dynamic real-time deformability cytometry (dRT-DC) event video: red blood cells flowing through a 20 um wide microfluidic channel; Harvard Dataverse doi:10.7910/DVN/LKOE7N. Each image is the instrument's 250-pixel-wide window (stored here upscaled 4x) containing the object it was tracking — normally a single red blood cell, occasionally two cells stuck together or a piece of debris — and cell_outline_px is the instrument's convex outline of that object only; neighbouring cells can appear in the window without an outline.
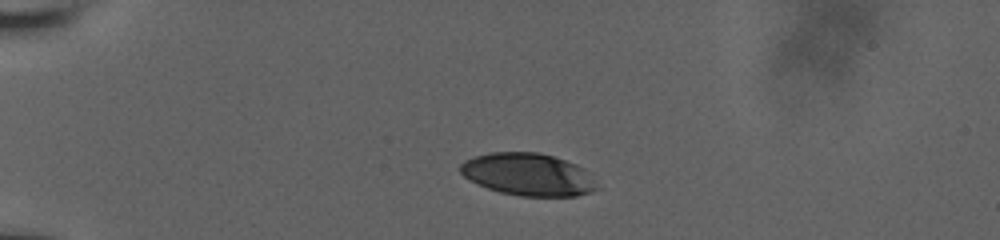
{"species": "human", "species_latin": "Homo sapiens", "temperature_condition": "room temperature", "stored_images_in_passage": 39, "camera_frame_rate_fps": 3000, "um_per_image_px": 0.085, "donor": {"sex": "male"}, "frame": {"image": 1, "passage_image": 1, "time_ms": 0.0, "image_size_px": [1000, 240], "cell_outline_px": [[600, 188], [592, 192], [576, 196], [520, 196], [500, 192], [488, 188], [468, 180], [460, 172], [460, 164], [464, 160], [476, 156], [492, 152], [540, 152], [576, 164], [584, 168]], "centroid_in_image_um": [44.89, 14.83], "position_along_channel_um": 40.1, "area_um2": 33.81}}
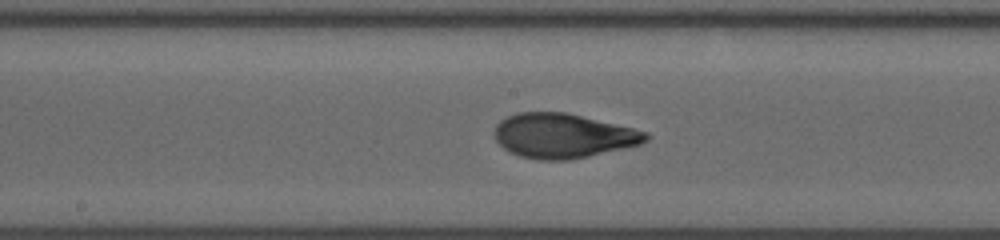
{"frame": {"image": 2, "passage_image": 17, "time_ms": 5.667, "image_size_px": [1000, 240], "cell_outline_px": [[652, 136], [648, 140], [640, 144], [624, 148], [588, 156], [568, 160], [536, 160], [520, 156], [504, 148], [496, 140], [496, 124], [500, 120], [516, 112], [564, 112], [632, 128], [648, 132]], "centroid_in_image_um": [47.87, 11.54], "position_along_channel_um": 200.3, "area_um2": 38.96}}
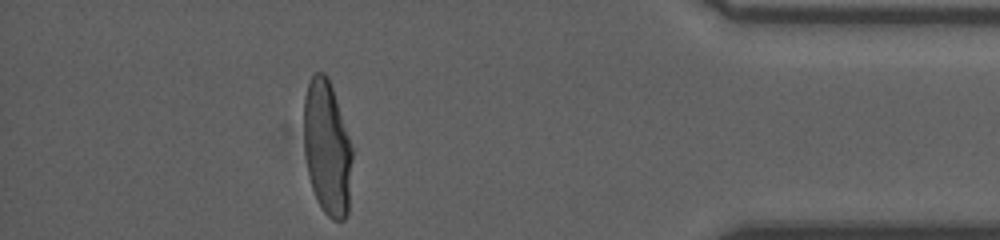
{"frame": {"image": 3, "passage_image": 34, "time_ms": 12.0, "image_size_px": [1000, 240], "cell_outline_px": [[352, 156], [348, 212], [344, 220], [332, 220], [324, 212], [312, 188], [308, 172], [304, 152], [304, 96], [312, 72], [324, 72], [328, 76], [352, 148]], "centroid_in_image_um": [27.79, 12.55], "position_along_channel_um": 407.4, "area_um2": 37.69}, "authors_computed_cell_mechanics": {"area_um2": 38.7838, "velocity_mm_per_s": 3.8517, "shape_relaxation_time_tau1_ms": 5.6337, "shape_relaxation_time_tau2_ms": 0.9674, "deformation_change_tau1": 0.2292, "deformation_change_tau2": 0.069}}